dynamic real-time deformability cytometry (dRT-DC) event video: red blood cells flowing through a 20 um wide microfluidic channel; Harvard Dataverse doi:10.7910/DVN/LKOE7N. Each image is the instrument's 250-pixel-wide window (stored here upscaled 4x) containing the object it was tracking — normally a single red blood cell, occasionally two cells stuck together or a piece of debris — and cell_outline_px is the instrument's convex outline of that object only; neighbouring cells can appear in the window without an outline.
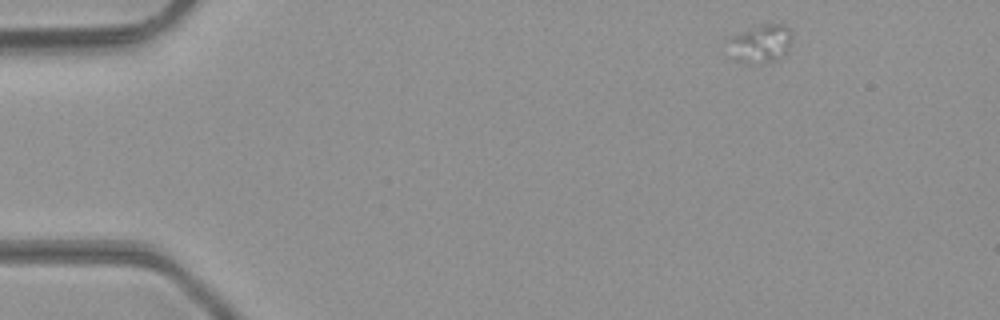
{"species": "common noctule bat (a hibernating species)", "species_latin": "Nyctalus noctula", "temperature_condition": "room temperature", "stored_images_in_passage": 17, "camera_frame_rate_fps": 3000, "um_per_image_px": 0.085, "animal": {"sex": "male", "body_mass_g": 23.1, "forearm_length_mm": 52.7}, "frame": {"image": 1, "passage_image": 1, "time_ms": 0.0, "image_size_px": [1000, 320], "cell_outline_px": [[792, 40], [784, 52], [776, 60], [764, 64], [756, 60], [728, 40], [728, 36], [764, 24], [784, 24], [788, 28], [792, 36]], "centroid_in_image_um": [64.9, 3.55], "position_along_channel_um": 20.1, "area_um2": 12.02}}
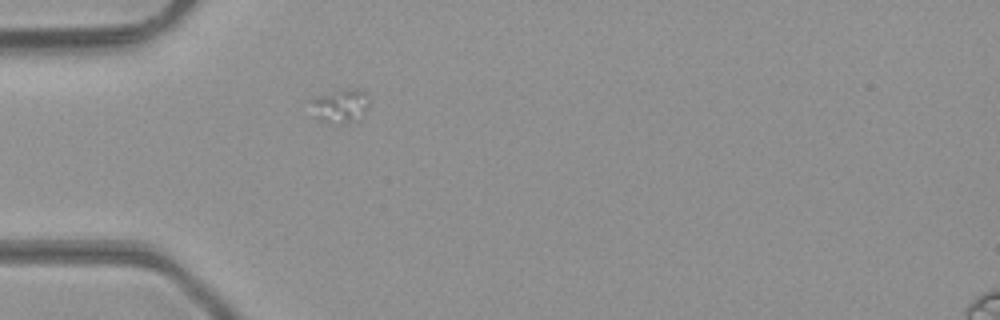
{"frame": {"image": 2, "passage_image": 10, "time_ms": 3.0, "image_size_px": [1000, 320], "cell_outline_px": [[368, 104], [364, 108], [348, 120], [344, 120], [316, 116], [308, 100], [316, 96], [340, 88], [364, 88], [368, 92]], "centroid_in_image_um": [28.91, 8.78], "position_along_channel_um": 56.1, "area_um2": 10.35}}